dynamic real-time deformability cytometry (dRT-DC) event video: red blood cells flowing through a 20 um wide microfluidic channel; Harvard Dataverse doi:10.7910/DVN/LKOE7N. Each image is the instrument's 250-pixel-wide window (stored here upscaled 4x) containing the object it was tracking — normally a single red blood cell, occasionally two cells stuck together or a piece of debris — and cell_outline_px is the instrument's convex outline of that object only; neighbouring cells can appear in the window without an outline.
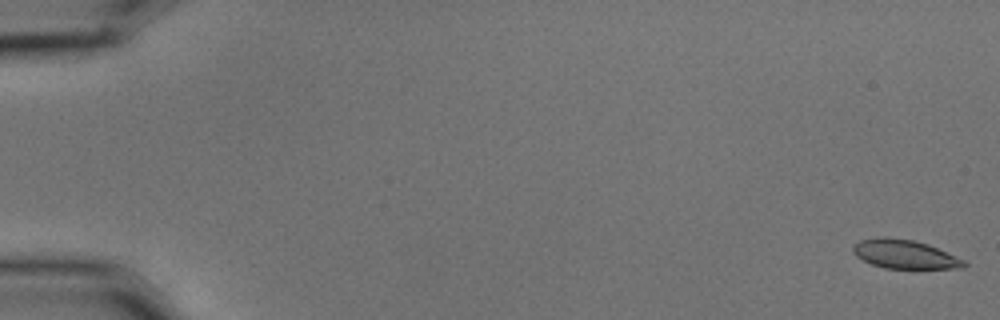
{"species": "common noctule bat (a hibernating species)", "species_latin": "Nyctalus noctula", "temperature_condition": "cold", "stored_images_in_passage": 5, "camera_frame_rate_fps": 3000, "um_per_image_px": 0.085, "animal": {"sex": "male", "body_mass_g": 15.6}, "frame": {"image": 1, "passage_image": 1, "time_ms": 0.0, "image_size_px": [1000, 320], "cell_outline_px": [[968, 264], [964, 268], [884, 268], [872, 264], [856, 256], [852, 252], [852, 248], [860, 240], [876, 236], [884, 236], [912, 240], [928, 244], [964, 260]], "centroid_in_image_um": [76.87, 21.6], "position_along_channel_um": 8.1, "area_um2": 18.55}}
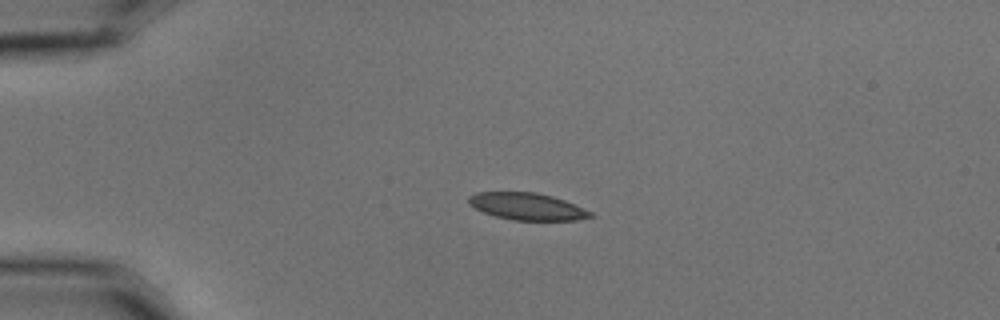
{"frame": {"image": 2, "passage_image": 4, "time_ms": 1.0, "image_size_px": [1000, 320], "cell_outline_px": [[596, 216], [576, 220], [512, 220], [496, 216], [484, 212], [468, 204], [468, 196], [476, 192], [536, 192], [552, 196], [564, 200], [592, 212]], "centroid_in_image_um": [44.8, 17.54], "position_along_channel_um": 40.2, "area_um2": 19.13}}